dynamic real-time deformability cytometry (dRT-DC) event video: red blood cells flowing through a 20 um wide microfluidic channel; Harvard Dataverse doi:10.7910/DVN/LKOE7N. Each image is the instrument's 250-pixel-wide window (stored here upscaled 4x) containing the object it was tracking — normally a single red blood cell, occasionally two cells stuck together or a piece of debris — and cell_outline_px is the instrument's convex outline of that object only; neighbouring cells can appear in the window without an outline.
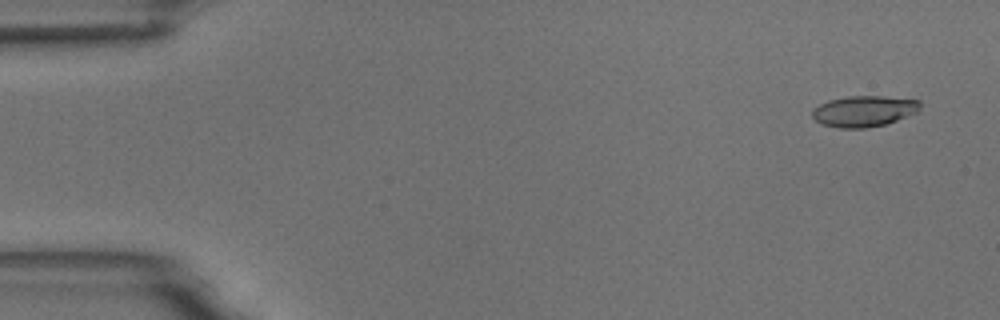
{"species": "common noctule bat (a hibernating species)", "species_latin": "Nyctalus noctula", "temperature_condition": "room temperature", "stored_images_in_passage": 9, "camera_frame_rate_fps": 3000, "um_per_image_px": 0.085, "animal": {"sex": "male", "body_mass_g": 18.8}, "frame": {"image": 1, "passage_image": 1, "time_ms": 0.0, "image_size_px": [1000, 320], "cell_outline_px": [[920, 108], [916, 112], [908, 116], [884, 124], [864, 128], [840, 128], [824, 124], [816, 120], [812, 116], [812, 112], [820, 104], [828, 100], [848, 96], [880, 96], [920, 100]], "centroid_in_image_um": [73.45, 9.44], "position_along_channel_um": 11.6, "area_um2": 19.19}}
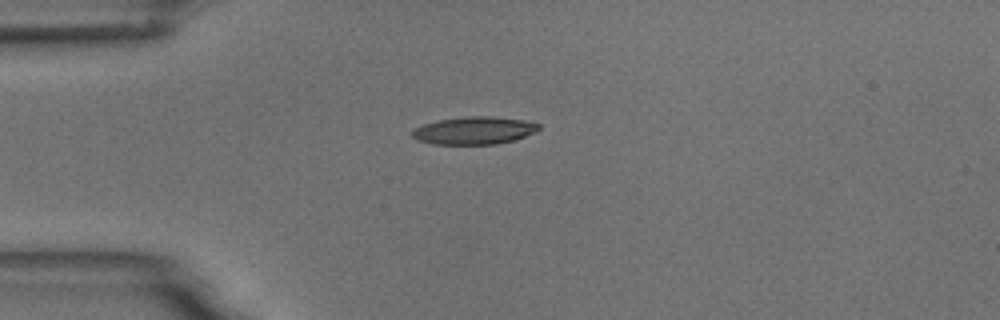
{"frame": {"image": 2, "passage_image": 4, "time_ms": 3.667, "image_size_px": [1000, 320], "cell_outline_px": [[540, 128], [516, 140], [496, 144], [432, 144], [416, 140], [412, 136], [412, 132], [416, 128], [424, 124], [440, 120], [468, 116], [492, 116], [520, 120], [540, 124]], "centroid_in_image_um": [40.28, 11.1], "position_along_channel_um": 44.7, "area_um2": 20.11}}
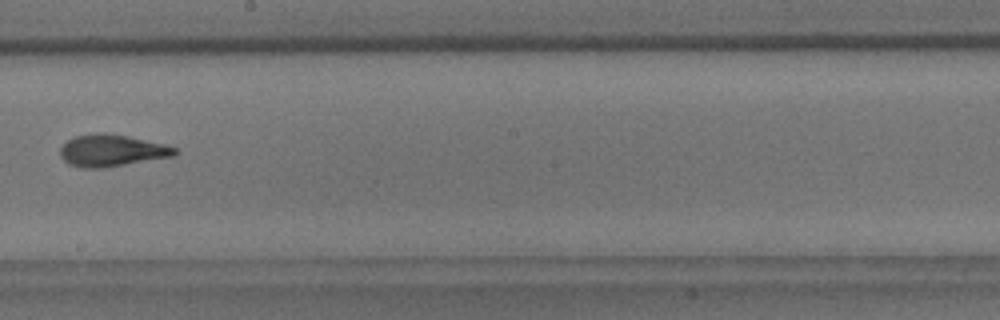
{"frame": {"image": 3, "passage_image": 9, "time_ms": 9.333, "image_size_px": [1000, 320], "cell_outline_px": [[180, 152], [176, 156], [104, 168], [80, 168], [68, 164], [60, 156], [60, 148], [68, 140], [76, 136], [96, 132], [104, 132], [128, 136], [164, 144], [176, 148]], "centroid_in_image_um": [9.52, 12.8], "position_along_channel_um": 238.7, "area_um2": 21.56}}